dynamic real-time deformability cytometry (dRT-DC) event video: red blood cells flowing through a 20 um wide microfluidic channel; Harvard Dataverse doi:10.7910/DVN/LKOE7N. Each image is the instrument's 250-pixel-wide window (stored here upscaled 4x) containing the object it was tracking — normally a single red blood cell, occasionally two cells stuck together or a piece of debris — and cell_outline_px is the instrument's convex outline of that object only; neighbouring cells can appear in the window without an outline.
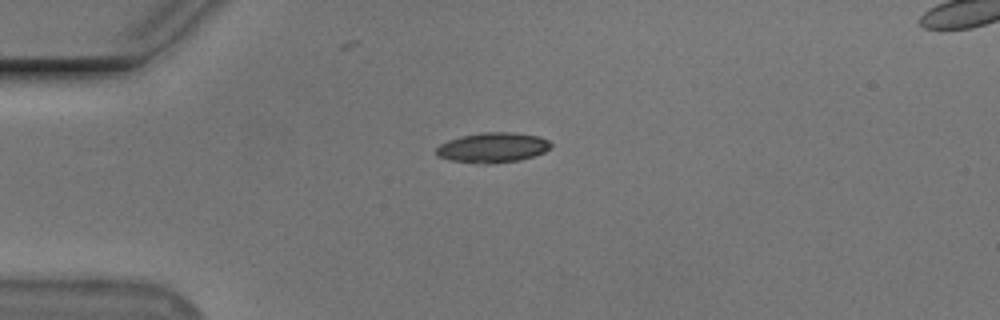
{"species": "Egyptian fruit bat (a non-hibernating species)", "species_latin": "Rousettus aegyptiacus", "temperature_condition": "cold", "stored_images_in_passage": 6, "camera_frame_rate_fps": 3000, "um_per_image_px": 0.085, "animal": {"sex": "male"}, "frame": {"image": 1, "passage_image": 3, "time_ms": 2.333, "image_size_px": [1000, 320], "cell_outline_px": [[552, 144], [544, 152], [520, 160], [488, 164], [484, 164], [448, 160], [436, 156], [436, 148], [440, 144], [448, 140], [460, 136], [484, 132], [512, 132], [540, 136], [548, 140]], "centroid_in_image_um": [41.84, 12.54], "position_along_channel_um": 43.2, "area_um2": 20.11}}